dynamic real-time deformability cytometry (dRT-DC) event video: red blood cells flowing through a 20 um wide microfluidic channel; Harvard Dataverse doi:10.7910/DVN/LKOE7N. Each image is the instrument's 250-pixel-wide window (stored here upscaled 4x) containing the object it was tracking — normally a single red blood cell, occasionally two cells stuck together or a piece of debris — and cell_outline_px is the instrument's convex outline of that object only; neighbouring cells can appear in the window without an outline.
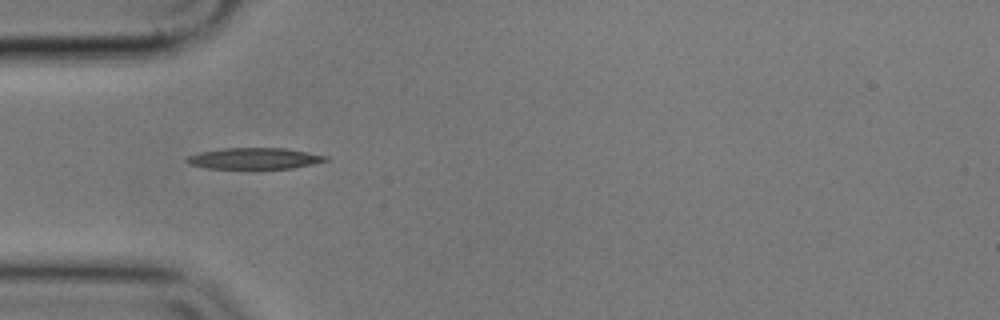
{"species": "common noctule bat (a hibernating species)", "species_latin": "Nyctalus noctula", "temperature_condition": "cold", "stored_images_in_passage": 10, "camera_frame_rate_fps": 3000, "um_per_image_px": 0.085, "animal": {"sex": "male", "body_mass_g": 17.9}, "frame": {"image": 1, "passage_image": 1, "time_ms": 0.0, "image_size_px": [1000, 320], "cell_outline_px": [[328, 160], [312, 164], [292, 168], [208, 168], [188, 164], [184, 160], [188, 156], [200, 152], [224, 148], [284, 148], [308, 152], [328, 156]], "centroid_in_image_um": [21.61, 13.46], "position_along_channel_um": 63.4, "area_um2": 16.99}}
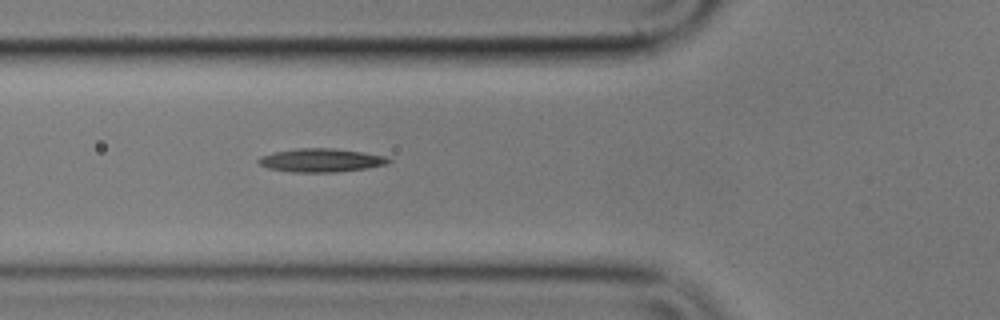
{"frame": {"image": 2, "passage_image": 4, "time_ms": 1.0, "image_size_px": [1000, 320], "cell_outline_px": [[392, 160], [388, 164], [368, 168], [336, 172], [292, 172], [268, 168], [260, 164], [256, 160], [260, 156], [272, 152], [296, 148], [332, 148], [364, 152], [388, 156]], "centroid_in_image_um": [27.31, 13.61], "position_along_channel_um": 98.5, "area_um2": 18.03}}
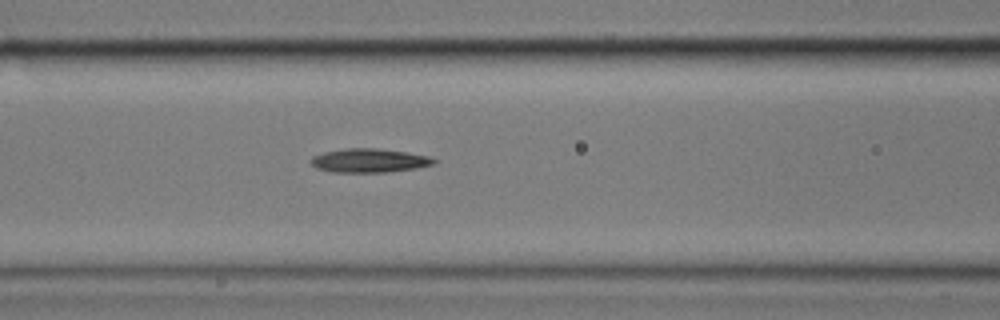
{"frame": {"image": 3, "passage_image": 7, "time_ms": 2.0, "image_size_px": [1000, 320], "cell_outline_px": [[436, 164], [416, 168], [388, 172], [332, 172], [316, 168], [308, 160], [312, 156], [324, 152], [344, 148], [376, 148], [404, 152], [428, 156], [436, 160]], "centroid_in_image_um": [31.35, 13.65], "position_along_channel_um": 135.3, "area_um2": 17.11}}